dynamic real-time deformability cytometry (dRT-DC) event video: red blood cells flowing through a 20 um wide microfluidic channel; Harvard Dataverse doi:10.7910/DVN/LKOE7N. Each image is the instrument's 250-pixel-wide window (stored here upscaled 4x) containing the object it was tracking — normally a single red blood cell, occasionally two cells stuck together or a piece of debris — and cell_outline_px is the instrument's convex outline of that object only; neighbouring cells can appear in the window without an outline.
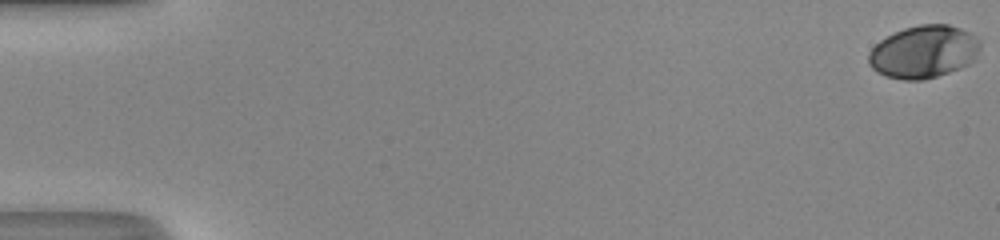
{"species": "human", "species_latin": "Homo sapiens", "temperature_condition": "room temperature", "stored_images_in_passage": 52, "camera_frame_rate_fps": 3000, "um_per_image_px": 0.085, "donor": {"sex": "male"}, "frame": {"image": 1, "passage_image": 1, "time_ms": 0.0, "image_size_px": [1000, 240], "cell_outline_px": [[980, 48], [976, 60], [960, 68], [924, 80], [904, 80], [884, 76], [876, 72], [868, 64], [868, 52], [880, 40], [904, 28], [920, 24], [948, 24], [960, 28], [976, 36], [980, 40]], "centroid_in_image_um": [78.52, 4.41], "position_along_channel_um": 6.5, "area_um2": 34.45}}
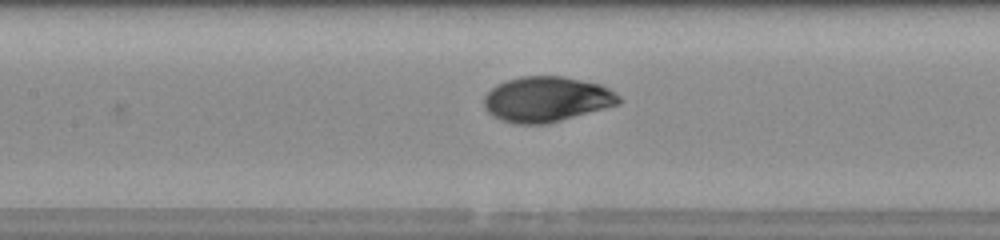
{"frame": {"image": 2, "passage_image": 26, "time_ms": 8.333, "image_size_px": [1000, 240], "cell_outline_px": [[624, 100], [620, 104], [548, 124], [512, 124], [500, 120], [492, 116], [484, 108], [484, 96], [496, 84], [520, 76], [564, 76], [600, 84], [608, 88], [620, 96]], "centroid_in_image_um": [46.46, 8.44], "position_along_channel_um": 160.9, "area_um2": 35.95}}
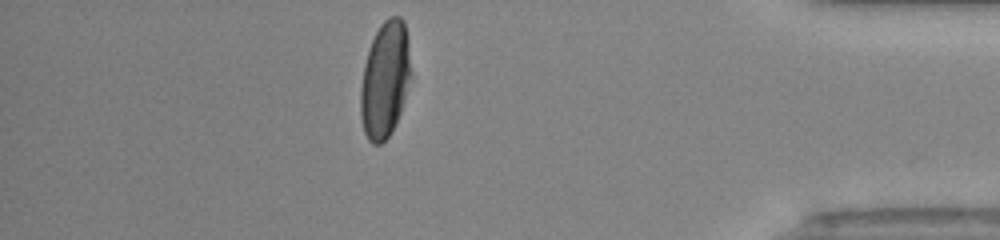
{"frame": {"image": 3, "passage_image": 46, "time_ms": 15.0, "image_size_px": [1000, 240], "cell_outline_px": [[408, 76], [404, 96], [400, 112], [396, 124], [388, 136], [380, 144], [372, 144], [368, 140], [364, 132], [360, 116], [360, 88], [364, 64], [368, 48], [380, 24], [388, 16], [400, 16], [404, 20], [408, 40]], "centroid_in_image_um": [32.67, 6.76], "position_along_channel_um": 402.5, "area_um2": 33.58}, "authors_computed_cell_mechanics": {"area_um2": 34.4199, "velocity_mm_per_s": 4.204, "shape_relaxation_time_tau1_ms": 3.5883, "shape_relaxation_time_tau2_ms": 0.849, "deformation_change_tau1": 0.175, "deformation_change_tau2": 0.0399}}